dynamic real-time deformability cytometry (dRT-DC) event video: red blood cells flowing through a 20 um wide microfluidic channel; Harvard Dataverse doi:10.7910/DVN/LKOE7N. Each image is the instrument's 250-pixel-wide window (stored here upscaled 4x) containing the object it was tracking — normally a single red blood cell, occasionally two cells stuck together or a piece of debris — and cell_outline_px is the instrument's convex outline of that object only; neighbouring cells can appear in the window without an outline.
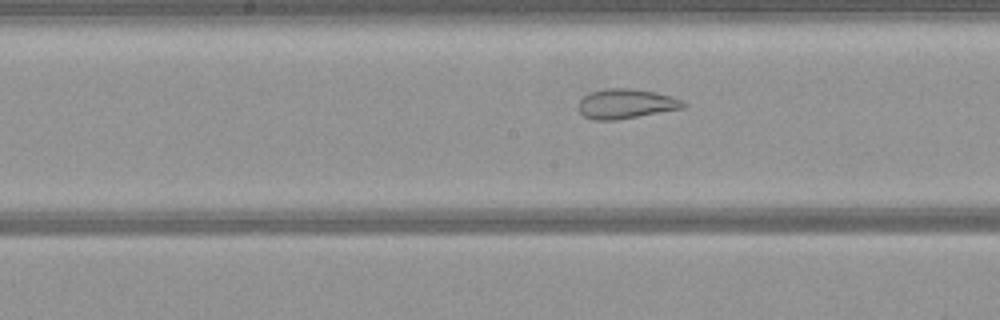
{"species": "common noctule bat (a hibernating species)", "species_latin": "Nyctalus noctula", "temperature_condition": "warm", "stored_images_in_passage": 39, "camera_frame_rate_fps": 3000, "um_per_image_px": 0.085, "animal": {"sex": "female", "body_mass_g": 21.9}, "frame": {"image": 1, "passage_image": 13, "time_ms": 4.0, "image_size_px": [1000, 320], "cell_outline_px": [[688, 104], [684, 108], [616, 120], [592, 120], [584, 116], [576, 108], [580, 100], [584, 96], [592, 92], [608, 88], [632, 88], [656, 92], [672, 96], [684, 100]], "centroid_in_image_um": [53.23, 8.82], "position_along_channel_um": 195.0, "area_um2": 18.32}}
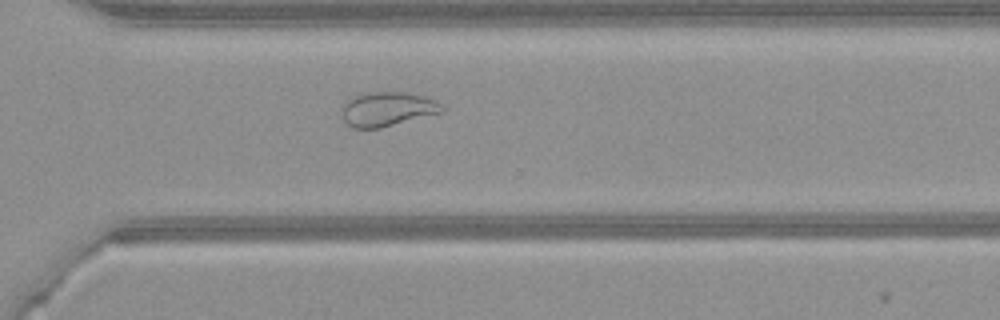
{"frame": {"image": 2, "passage_image": 24, "time_ms": 7.667, "image_size_px": [1000, 320], "cell_outline_px": [[448, 108], [444, 112], [380, 128], [352, 128], [344, 120], [340, 108], [352, 96], [368, 92], [408, 92], [424, 96]], "centroid_in_image_um": [32.93, 9.27], "position_along_channel_um": 337.7, "area_um2": 20.17}}
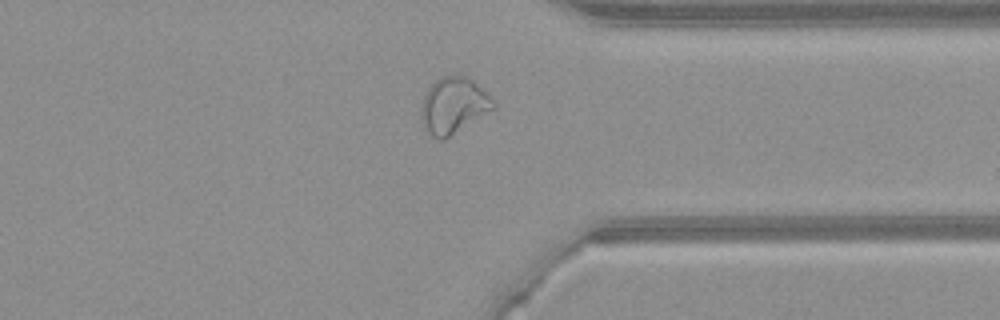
{"frame": {"image": 3, "passage_image": 27, "time_ms": 8.667, "image_size_px": [1000, 320], "cell_outline_px": [[496, 108], [444, 140], [436, 140], [424, 128], [420, 116], [420, 112], [424, 96], [428, 88], [440, 76], [456, 72], [472, 80], [496, 104]], "centroid_in_image_um": [38.52, 8.96], "position_along_channel_um": 372.9, "area_um2": 23.76}}